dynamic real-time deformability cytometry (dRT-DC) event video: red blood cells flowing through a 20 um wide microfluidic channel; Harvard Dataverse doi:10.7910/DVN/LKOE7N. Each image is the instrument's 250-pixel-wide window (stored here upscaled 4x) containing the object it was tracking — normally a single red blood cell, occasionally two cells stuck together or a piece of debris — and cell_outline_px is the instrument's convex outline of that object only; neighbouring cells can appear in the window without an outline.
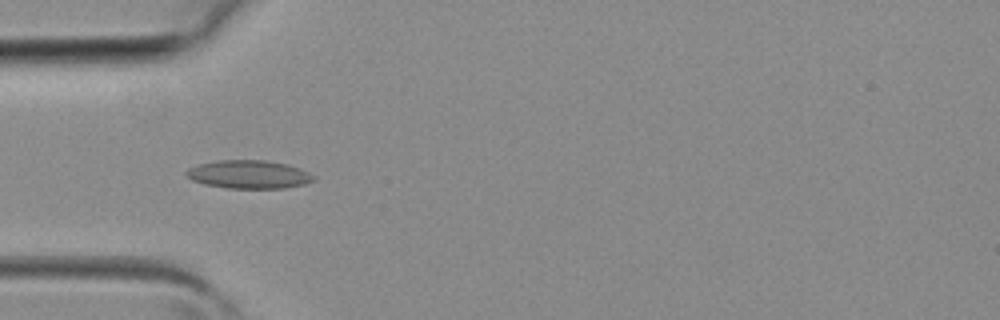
{"species": "common noctule bat (a hibernating species)", "species_latin": "Nyctalus noctula", "temperature_condition": "room temperature", "stored_images_in_passage": 3, "camera_frame_rate_fps": 3000, "um_per_image_px": 0.085, "animal": {"sex": "female", "body_mass_g": 19.3, "forearm_length_mm": 54.1}, "frame": {"image": 1, "passage_image": 3, "time_ms": 0.667, "image_size_px": [1000, 320], "cell_outline_px": [[316, 180], [304, 184], [284, 188], [228, 188], [204, 184], [192, 180], [184, 172], [188, 168], [196, 164], [220, 160], [264, 160], [288, 164], [300, 168], [316, 176]], "centroid_in_image_um": [21.16, 14.82], "position_along_channel_um": 63.8, "area_um2": 21.1}}